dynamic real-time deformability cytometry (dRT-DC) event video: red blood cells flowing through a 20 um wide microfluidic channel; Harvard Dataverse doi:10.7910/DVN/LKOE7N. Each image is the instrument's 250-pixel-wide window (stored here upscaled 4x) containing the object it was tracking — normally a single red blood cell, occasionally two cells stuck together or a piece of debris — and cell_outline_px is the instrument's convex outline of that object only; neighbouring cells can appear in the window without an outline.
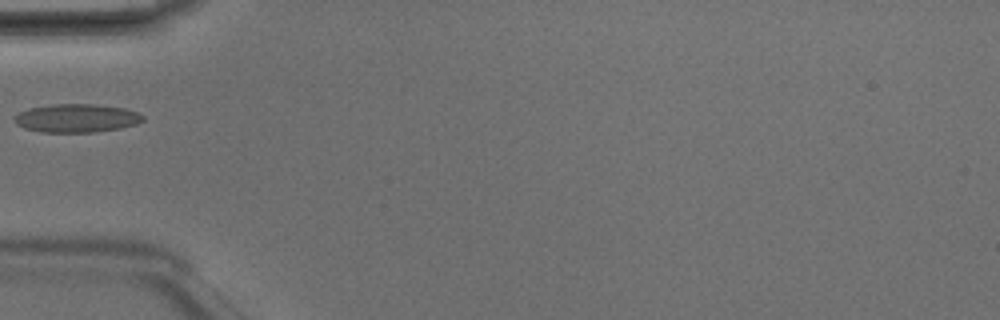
{"species": "Egyptian fruit bat (a non-hibernating species)", "species_latin": "Rousettus aegyptiacus", "temperature_condition": "room temperature", "stored_images_in_passage": 5, "camera_frame_rate_fps": 3000, "um_per_image_px": 0.085, "animal": {"sex": "male"}, "frame": {"image": 1, "passage_image": 5, "time_ms": 1.333, "image_size_px": [1000, 320], "cell_outline_px": [[144, 120], [136, 124], [120, 128], [92, 132], [40, 132], [24, 128], [16, 124], [16, 116], [20, 112], [28, 108], [52, 104], [96, 104], [124, 108], [140, 112], [144, 116]], "centroid_in_image_um": [6.54, 10.04], "position_along_channel_um": 78.5, "area_um2": 21.27}}